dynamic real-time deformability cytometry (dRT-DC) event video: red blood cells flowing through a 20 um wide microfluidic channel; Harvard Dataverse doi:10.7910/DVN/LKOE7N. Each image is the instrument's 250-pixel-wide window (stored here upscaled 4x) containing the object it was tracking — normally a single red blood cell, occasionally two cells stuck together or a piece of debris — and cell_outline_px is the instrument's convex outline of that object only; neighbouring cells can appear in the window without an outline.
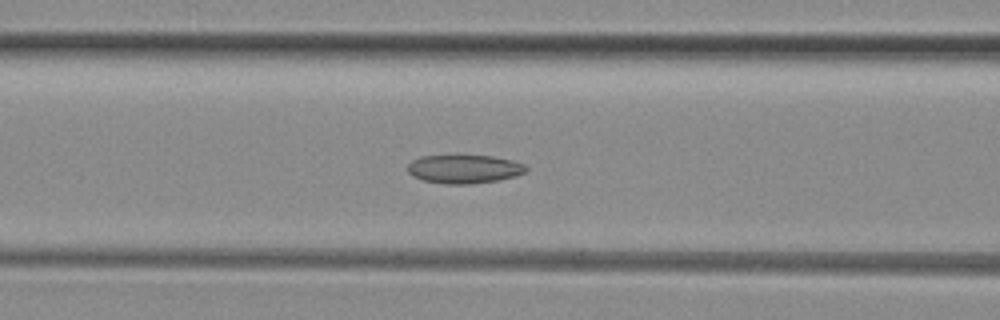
{"species": "common noctule bat (a hibernating species)", "species_latin": "Nyctalus noctula", "temperature_condition": "room temperature", "stored_images_in_passage": 49, "camera_frame_rate_fps": 3000, "um_per_image_px": 0.085, "animal": {"sex": "female", "body_mass_g": 29.2, "forearm_length_mm": 56.3}, "frame": {"image": 1, "passage_image": 19, "time_ms": 6.0, "image_size_px": [1000, 320], "cell_outline_px": [[528, 168], [524, 172], [516, 176], [500, 180], [472, 184], [448, 184], [424, 180], [412, 176], [408, 172], [408, 164], [412, 160], [420, 156], [456, 152], [492, 156], [512, 160], [524, 164]], "centroid_in_image_um": [39.43, 14.31], "position_along_channel_um": 127.2, "area_um2": 20.69}}
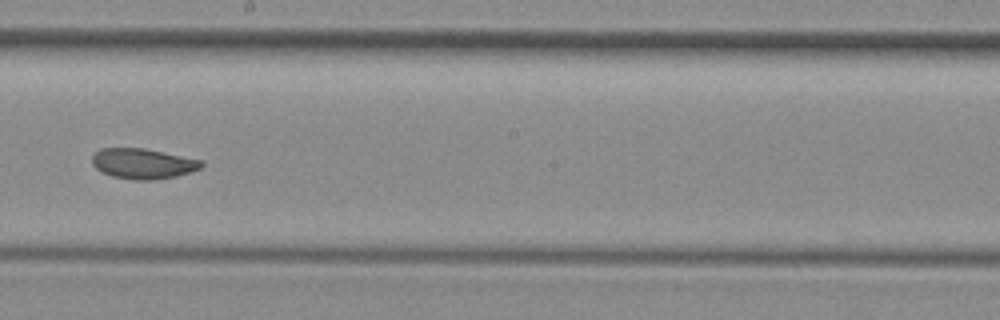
{"frame": {"image": 2, "passage_image": 27, "time_ms": 8.667, "image_size_px": [1000, 320], "cell_outline_px": [[204, 164], [200, 168], [192, 172], [176, 176], [152, 180], [132, 180], [112, 176], [100, 172], [92, 164], [92, 156], [100, 148], [144, 148], [200, 160]], "centroid_in_image_um": [12.11, 13.91], "position_along_channel_um": 236.1, "area_um2": 19.31}}
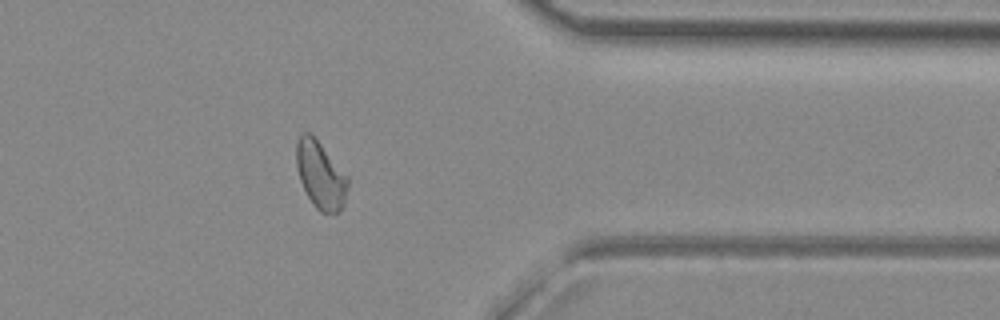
{"frame": {"image": 3, "passage_image": 39, "time_ms": 12.667, "image_size_px": [1000, 320], "cell_outline_px": [[348, 188], [344, 208], [340, 212], [320, 212], [312, 204], [300, 180], [296, 164], [296, 140], [300, 132], [308, 132], [320, 144], [348, 176]], "centroid_in_image_um": [27.25, 14.89], "position_along_channel_um": 384.2, "area_um2": 20.17}, "authors_computed_cell_mechanics": {"area_um2": 20.6924, "velocity_mm_per_s": 4.0861, "shape_relaxation_time_tau1_ms": null, "shape_relaxation_time_tau2_ms": 2.5126, "deformation_change_tau1": null, "deformation_change_tau2": 0.0835}}